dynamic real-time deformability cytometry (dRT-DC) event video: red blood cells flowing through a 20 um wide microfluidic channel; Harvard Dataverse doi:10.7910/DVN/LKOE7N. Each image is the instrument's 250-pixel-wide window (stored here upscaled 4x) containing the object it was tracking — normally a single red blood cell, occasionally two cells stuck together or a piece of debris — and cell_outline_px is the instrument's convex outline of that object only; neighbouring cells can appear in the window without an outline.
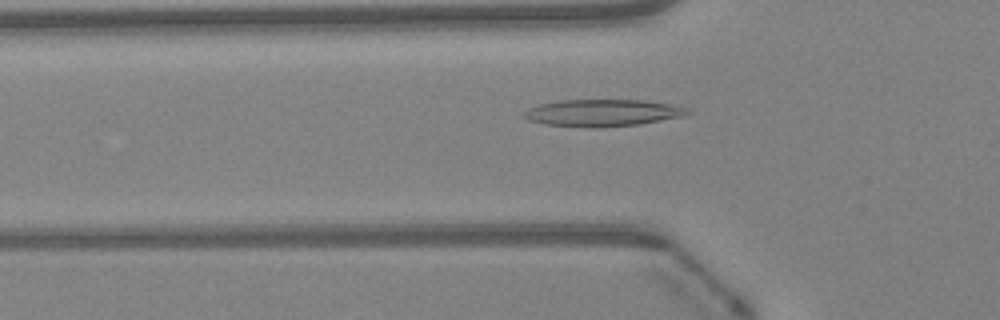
{"species": "Egyptian fruit bat (a non-hibernating species)", "species_latin": "Rousettus aegyptiacus", "temperature_condition": "warm", "stored_images_in_passage": 46, "camera_frame_rate_fps": 3000, "um_per_image_px": 0.085, "animal": {"sex": "female"}, "frame": {"image": 1, "passage_image": 15, "time_ms": 4.667, "image_size_px": [1000, 320], "cell_outline_px": [[692, 112], [680, 116], [640, 124], [596, 128], [592, 128], [544, 124], [528, 120], [520, 116], [528, 108], [540, 104], [560, 100], [644, 100], [668, 104], [688, 108]], "centroid_in_image_um": [51.15, 9.59], "position_along_channel_um": 74.6, "area_um2": 25.66}}
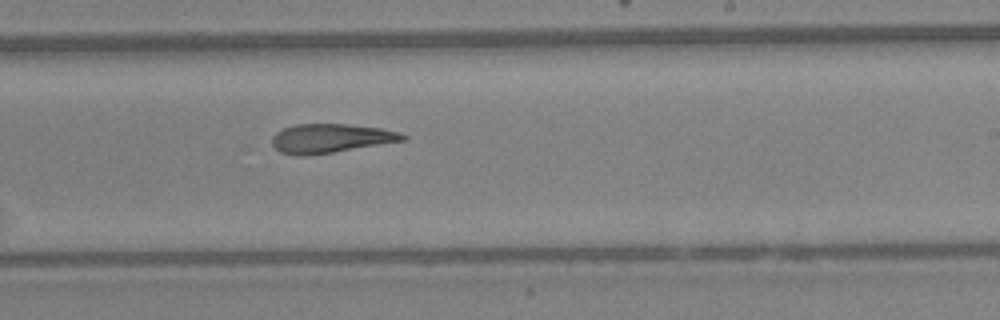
{"frame": {"image": 2, "passage_image": 28, "time_ms": 9.0, "image_size_px": [1000, 320], "cell_outline_px": [[408, 136], [404, 140], [332, 152], [304, 156], [300, 156], [280, 152], [272, 144], [272, 136], [276, 132], [284, 128], [296, 124], [344, 124], [380, 128], [400, 132]], "centroid_in_image_um": [28.07, 11.75], "position_along_channel_um": 260.9, "area_um2": 21.79}}
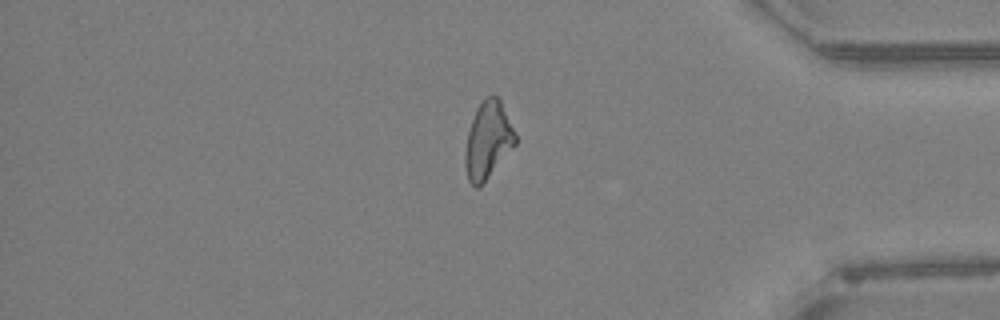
{"frame": {"image": 3, "passage_image": 39, "time_ms": 12.667, "image_size_px": [1000, 320], "cell_outline_px": [[516, 144], [480, 188], [476, 188], [468, 180], [464, 164], [464, 156], [468, 132], [476, 108], [484, 96], [492, 92], [500, 100], [516, 136]], "centroid_in_image_um": [41.45, 11.92], "position_along_channel_um": 393.7, "area_um2": 22.6}, "authors_computed_cell_mechanics": {"area_um2": 22.9466, "velocity_mm_per_s": 4.3108, "shape_relaxation_time_tau1_ms": null, "shape_relaxation_time_tau2_ms": 7.7305, "deformation_change_tau1": null, "deformation_change_tau2": 0.2272}}